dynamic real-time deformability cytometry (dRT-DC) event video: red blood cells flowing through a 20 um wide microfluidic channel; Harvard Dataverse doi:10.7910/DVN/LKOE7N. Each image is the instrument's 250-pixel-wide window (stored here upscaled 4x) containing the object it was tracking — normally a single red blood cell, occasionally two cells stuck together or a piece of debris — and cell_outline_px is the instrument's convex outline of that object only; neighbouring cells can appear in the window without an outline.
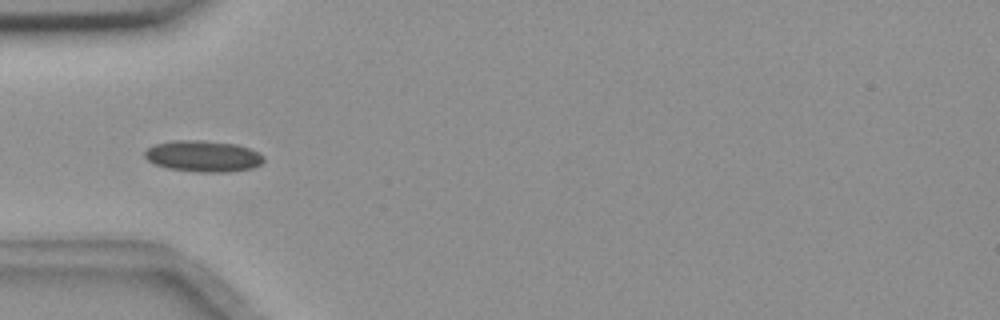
{"species": "common noctule bat (a hibernating species)", "species_latin": "Nyctalus noctula", "temperature_condition": "room temperature", "stored_images_in_passage": 8, "camera_frame_rate_fps": 3000, "um_per_image_px": 0.085, "animal": {"sex": "female", "body_mass_g": 18.4}, "frame": {"image": 1, "passage_image": 6, "time_ms": 1.667, "image_size_px": [1000, 320], "cell_outline_px": [[264, 160], [260, 164], [252, 168], [228, 172], [196, 172], [168, 168], [156, 164], [148, 160], [144, 156], [144, 152], [148, 148], [156, 144], [172, 140], [204, 140], [236, 144], [248, 148], [264, 156]], "centroid_in_image_um": [17.26, 13.27], "position_along_channel_um": 67.7, "area_um2": 21.62}}
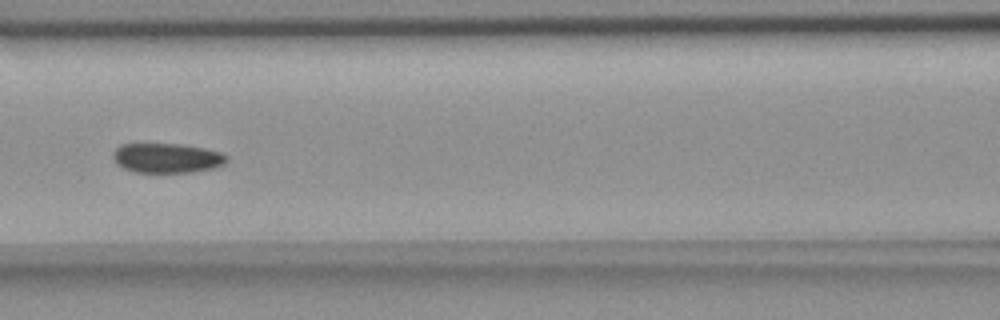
{"frame": {"image": 2, "passage_image": 8, "time_ms": 2.333, "image_size_px": [1000, 320], "cell_outline_px": [[228, 160], [224, 164], [216, 168], [192, 172], [136, 172], [124, 168], [116, 164], [112, 156], [112, 152], [120, 144], [180, 144], [204, 148], [220, 152], [228, 156]], "centroid_in_image_um": [14.19, 13.43], "position_along_channel_um": 152.4, "area_um2": 19.77}}